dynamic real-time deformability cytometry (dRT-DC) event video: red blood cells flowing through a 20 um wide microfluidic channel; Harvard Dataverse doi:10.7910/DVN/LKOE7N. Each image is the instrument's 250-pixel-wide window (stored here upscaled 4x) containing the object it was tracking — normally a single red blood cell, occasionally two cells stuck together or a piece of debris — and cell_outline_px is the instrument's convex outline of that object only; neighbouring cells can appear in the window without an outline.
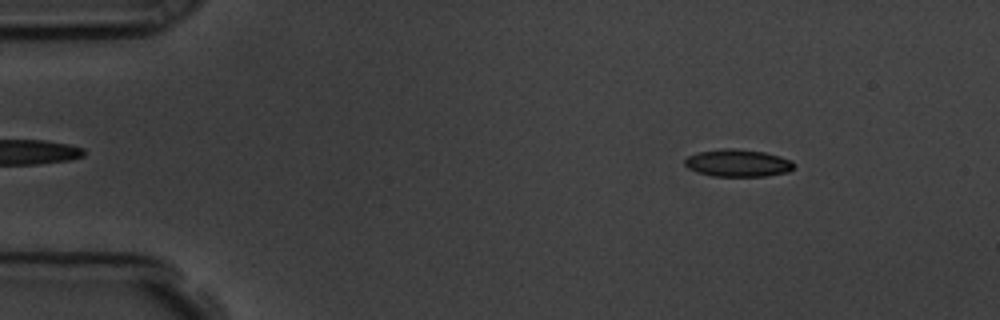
{"species": "common noctule bat (a hibernating species)", "species_latin": "Nyctalus noctula", "temperature_condition": "room temperature", "stored_images_in_passage": 55, "camera_frame_rate_fps": 3000, "um_per_image_px": 0.085, "animal": {"sex": "male", "body_mass_g": 19.5, "forearm_length_mm": 54.6}, "frame": {"image": 1, "passage_image": 6, "time_ms": 1.667, "image_size_px": [1000, 320], "cell_outline_px": [[796, 168], [788, 172], [764, 176], [712, 176], [688, 168], [684, 164], [684, 160], [688, 156], [696, 152], [724, 148], [736, 148], [764, 152], [780, 156], [792, 160], [796, 164]], "centroid_in_image_um": [62.75, 13.85], "position_along_channel_um": 22.2, "area_um2": 17.57}}
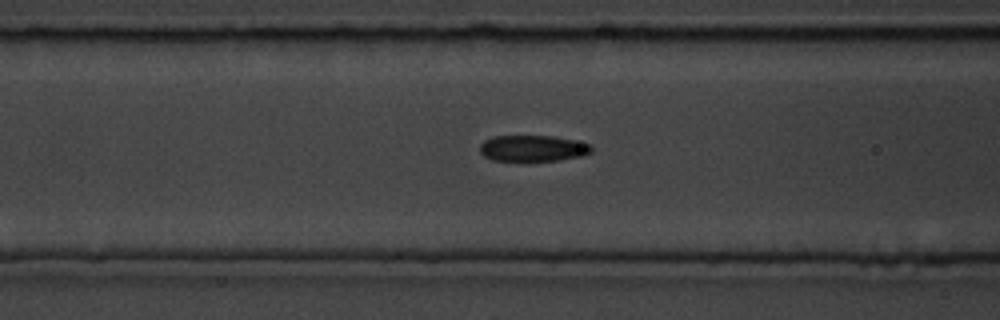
{"frame": {"image": 2, "passage_image": 21, "time_ms": 6.667, "image_size_px": [1000, 320], "cell_outline_px": [[592, 152], [584, 156], [560, 160], [492, 160], [484, 156], [480, 152], [480, 144], [484, 140], [492, 136], [552, 136], [572, 140], [588, 144], [592, 148]], "centroid_in_image_um": [45.27, 12.6], "position_along_channel_um": 121.3, "area_um2": 16.88}}
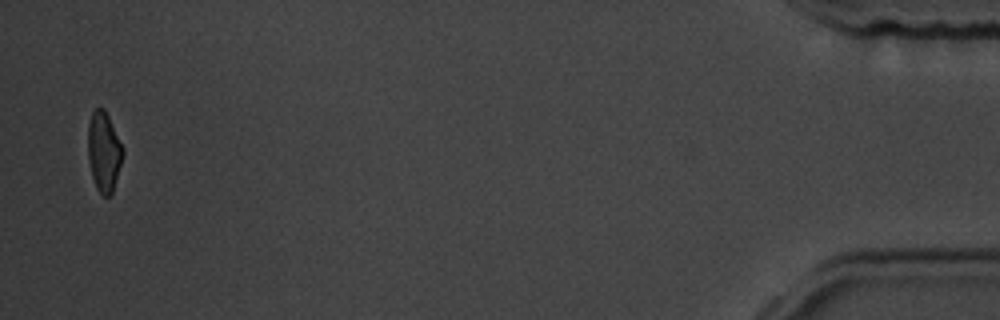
{"frame": {"image": 3, "passage_image": 54, "time_ms": 17.667, "image_size_px": [1000, 320], "cell_outline_px": [[124, 152], [112, 192], [108, 196], [104, 196], [96, 188], [92, 176], [88, 160], [88, 124], [92, 112], [96, 108], [104, 108], [124, 148]], "centroid_in_image_um": [8.82, 12.87], "position_along_channel_um": 426.4, "area_um2": 16.07}, "authors_computed_cell_mechanics": {"area_um2": 17.5712, "velocity_mm_per_s": 3.5927, "shape_relaxation_time_tau1_ms": 3.5048, "shape_relaxation_time_tau2_ms": 2.9339, "deformation_change_tau1": 0.1284, "deformation_change_tau2": 0.0874}}